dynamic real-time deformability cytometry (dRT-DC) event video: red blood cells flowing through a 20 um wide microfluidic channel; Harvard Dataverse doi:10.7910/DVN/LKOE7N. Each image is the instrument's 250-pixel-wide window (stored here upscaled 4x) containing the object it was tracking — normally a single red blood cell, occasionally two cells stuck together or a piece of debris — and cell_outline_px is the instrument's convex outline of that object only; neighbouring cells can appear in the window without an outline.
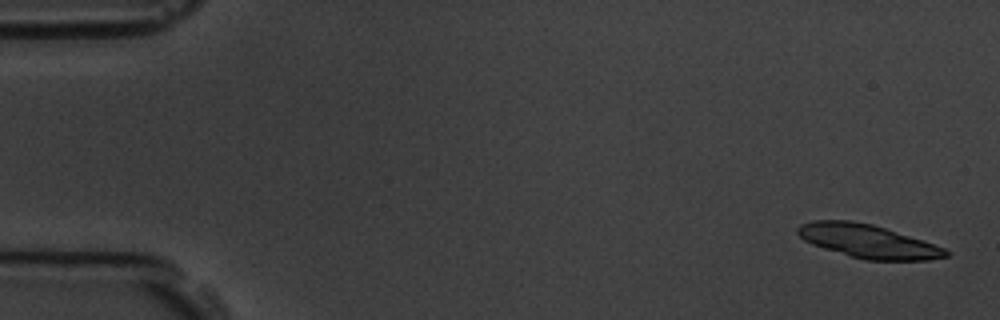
{"species": "common noctule bat (a hibernating species)", "species_latin": "Nyctalus noctula", "temperature_condition": "room temperature", "stored_images_in_passage": 6, "camera_frame_rate_fps": 3000, "um_per_image_px": 0.085, "animal": {"sex": "male", "body_mass_g": 19.5, "forearm_length_mm": 54.6}, "frame": {"image": 1, "passage_image": 1, "time_ms": 0.0, "image_size_px": [1000, 320], "cell_outline_px": [[952, 252], [948, 256], [928, 260], [864, 260], [824, 248], [812, 244], [804, 240], [796, 232], [796, 228], [800, 224], [812, 220], [852, 220], [872, 224], [944, 248]], "centroid_in_image_um": [73.73, 20.5], "position_along_channel_um": 11.3, "area_um2": 28.55}}